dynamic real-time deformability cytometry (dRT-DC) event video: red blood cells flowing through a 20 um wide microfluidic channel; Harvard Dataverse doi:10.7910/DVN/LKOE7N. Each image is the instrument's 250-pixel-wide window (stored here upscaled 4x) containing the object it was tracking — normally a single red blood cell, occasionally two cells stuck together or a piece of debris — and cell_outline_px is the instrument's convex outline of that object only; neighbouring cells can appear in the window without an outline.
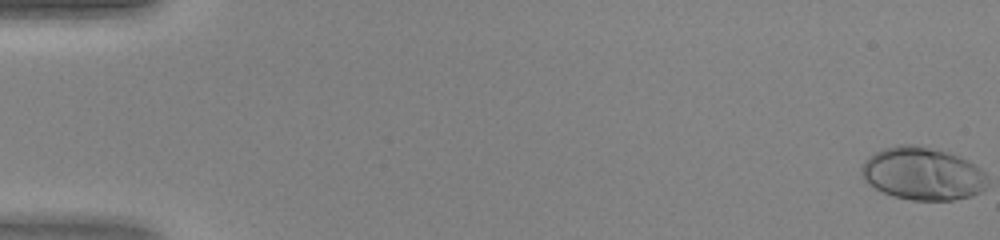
{"species": "human", "species_latin": "Homo sapiens", "temperature_condition": "warm", "stored_images_in_passage": 47, "camera_frame_rate_fps": 3000, "um_per_image_px": 0.085, "donor": {"sex": "female"}, "frame": {"image": 1, "passage_image": 1, "time_ms": 0.0, "image_size_px": [1000, 240], "cell_outline_px": [[964, 196], [948, 200], [924, 200], [900, 196], [888, 192], [872, 184], [868, 180], [868, 164], [876, 156], [884, 152], [900, 148], [920, 148], [936, 152], [944, 156]], "centroid_in_image_um": [77.72, 14.84], "position_along_channel_um": 7.3, "area_um2": 27.17}}
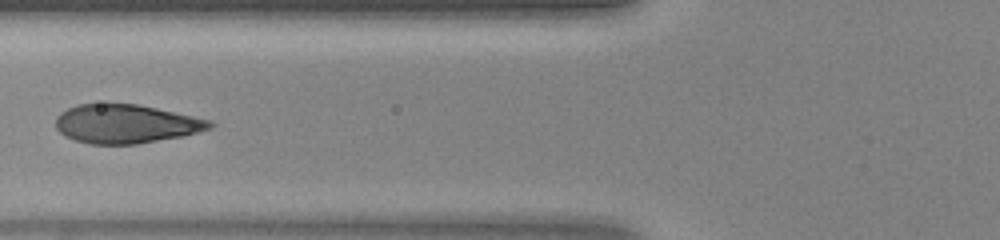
{"frame": {"image": 2, "passage_image": 20, "time_ms": 6.333, "image_size_px": [1000, 240], "cell_outline_px": [[212, 124], [204, 128], [192, 132], [176, 136], [128, 144], [96, 144], [80, 140], [68, 136], [56, 124], [56, 120], [64, 112], [72, 108], [84, 104], [132, 104], [152, 108], [200, 120]], "centroid_in_image_um": [10.56, 10.52], "position_along_channel_um": 115.2, "area_um2": 31.79}}
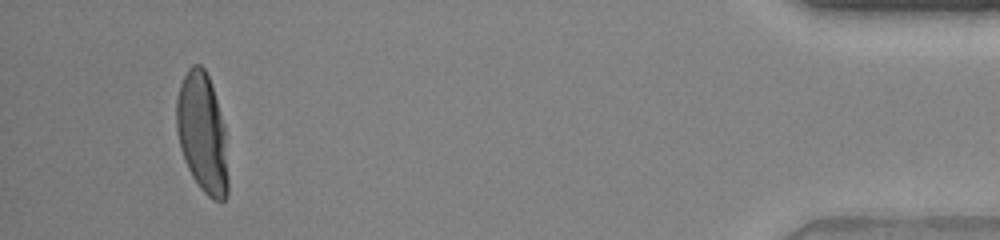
{"frame": {"image": 3, "passage_image": 45, "time_ms": 14.667, "image_size_px": [1000, 240], "cell_outline_px": [[224, 200], [216, 200], [196, 180], [184, 156], [180, 144], [176, 116], [176, 108], [180, 88], [184, 76], [196, 64], [204, 68], [208, 76], [212, 88], [216, 104], [220, 128], [224, 164]], "centroid_in_image_um": [17.09, 11.17], "position_along_channel_um": 418.1, "area_um2": 31.79}}